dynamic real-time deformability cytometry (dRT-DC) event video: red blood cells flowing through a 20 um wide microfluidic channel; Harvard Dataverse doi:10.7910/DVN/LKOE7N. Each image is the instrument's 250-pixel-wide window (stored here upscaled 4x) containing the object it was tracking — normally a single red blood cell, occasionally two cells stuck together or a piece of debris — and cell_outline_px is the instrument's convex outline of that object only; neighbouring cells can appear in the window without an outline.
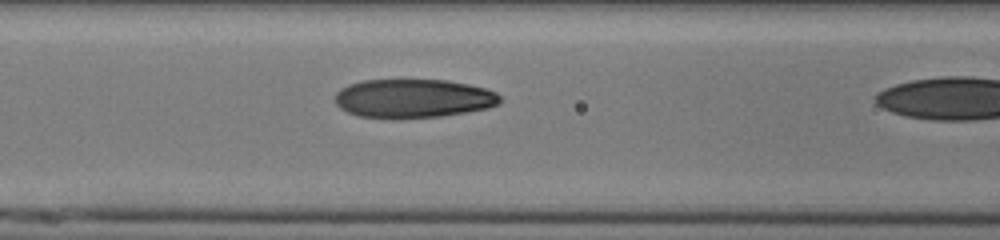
{"species": "human", "species_latin": "Homo sapiens", "temperature_condition": "cold", "stored_images_in_passage": 10, "camera_frame_rate_fps": 3000, "um_per_image_px": 0.085, "donor": {"sex": "male"}, "frame": {"image": 1, "passage_image": 9, "time_ms": 2.667, "image_size_px": [1000, 240], "cell_outline_px": [[500, 104], [488, 108], [440, 116], [360, 116], [348, 112], [340, 108], [336, 104], [336, 92], [340, 88], [348, 84], [360, 80], [448, 80], [468, 84], [484, 88], [496, 92], [500, 96]], "centroid_in_image_um": [35.14, 8.33], "position_along_channel_um": 131.5, "area_um2": 36.53}}